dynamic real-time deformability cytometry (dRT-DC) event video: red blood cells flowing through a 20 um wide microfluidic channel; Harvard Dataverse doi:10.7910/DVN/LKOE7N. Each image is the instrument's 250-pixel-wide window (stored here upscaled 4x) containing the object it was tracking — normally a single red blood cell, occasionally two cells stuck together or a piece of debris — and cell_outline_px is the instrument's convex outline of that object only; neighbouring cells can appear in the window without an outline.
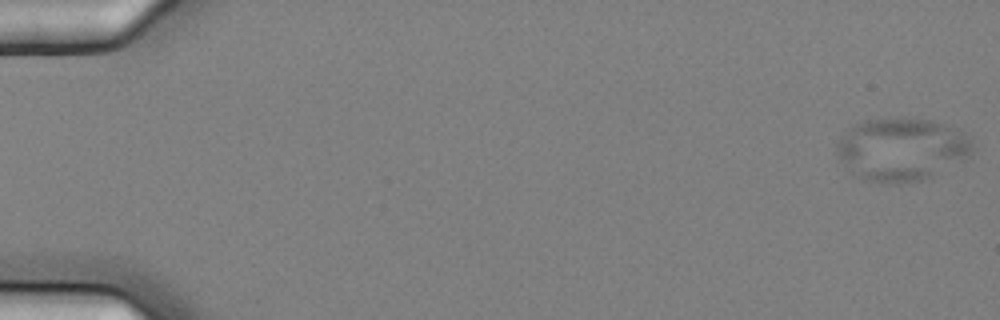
{"species": "common noctule bat (a hibernating species)", "species_latin": "Nyctalus noctula", "temperature_condition": "cold", "stored_images_in_passage": 8, "segment_of_instrument_passage": [2, 2], "camera_frame_rate_fps": 3000, "um_per_image_px": 0.085, "animal": {"sex": "female", "body_mass_g": 25.1}, "frame": {"image": 1, "passage_image": 8, "time_ms": 2.333, "image_size_px": [1000, 320], "cell_outline_px": [[972, 152], [968, 156], [932, 176], [920, 180], [900, 184], [880, 184], [860, 180], [836, 156], [836, 144], [852, 124], [864, 120], [932, 120], [956, 128], [972, 136]], "centroid_in_image_um": [76.61, 12.73], "position_along_channel_um": 8.4, "area_um2": 49.59}}